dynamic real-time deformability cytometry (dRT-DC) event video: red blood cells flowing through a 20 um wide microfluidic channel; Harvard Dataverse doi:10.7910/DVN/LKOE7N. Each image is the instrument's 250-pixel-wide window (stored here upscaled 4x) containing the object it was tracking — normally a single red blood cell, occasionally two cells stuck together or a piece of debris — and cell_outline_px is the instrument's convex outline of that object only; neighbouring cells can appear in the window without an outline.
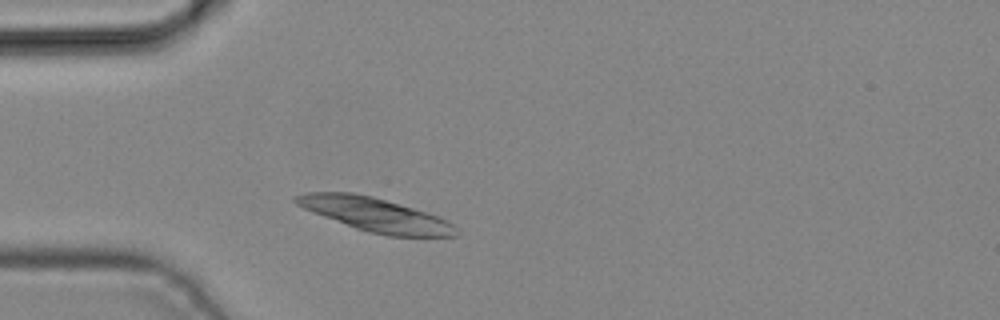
{"species": "common noctule bat (a hibernating species)", "species_latin": "Nyctalus noctula", "temperature_condition": "cold", "stored_images_in_passage": 1, "camera_frame_rate_fps": 3000, "um_per_image_px": 0.085, "animal": {"sex": "male", "body_mass_g": 19.2, "forearm_length_mm": 51.8}, "frame": {"image": 1, "passage_image": 1, "time_ms": 0.0, "image_size_px": [1000, 320], "cell_outline_px": [[460, 232], [456, 236], [388, 236], [368, 232], [356, 228], [312, 212], [296, 204], [292, 200], [292, 196], [304, 192], [352, 192], [372, 196], [428, 212], [448, 220]], "centroid_in_image_um": [31.89, 18.23], "position_along_channel_um": 53.1, "area_um2": 31.5}}